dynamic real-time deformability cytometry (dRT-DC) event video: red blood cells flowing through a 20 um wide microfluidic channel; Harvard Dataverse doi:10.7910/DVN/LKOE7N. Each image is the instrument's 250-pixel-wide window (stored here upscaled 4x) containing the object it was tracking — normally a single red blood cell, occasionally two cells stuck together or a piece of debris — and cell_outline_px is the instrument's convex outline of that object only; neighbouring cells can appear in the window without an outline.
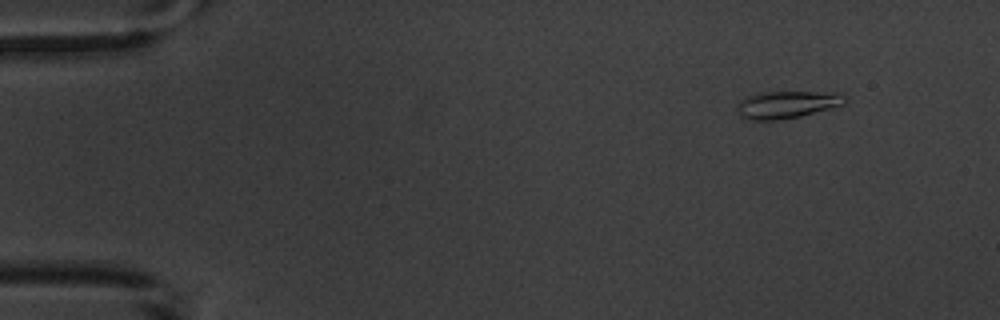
{"species": "common noctule bat (a hibernating species)", "species_latin": "Nyctalus noctula", "temperature_condition": "warm", "stored_images_in_passage": 4, "camera_frame_rate_fps": 3000, "um_per_image_px": 0.085, "animal": {"sex": "male", "body_mass_g": 20.1, "forearm_length_mm": 53.5}, "frame": {"image": 1, "passage_image": 1, "time_ms": 0.0, "image_size_px": [1000, 320], "cell_outline_px": [[848, 104], [800, 116], [776, 120], [744, 120], [740, 116], [736, 108], [736, 104], [740, 100], [748, 96], [760, 92], [840, 92], [848, 96]], "centroid_in_image_um": [66.94, 8.88], "position_along_channel_um": 18.1, "area_um2": 17.63}}